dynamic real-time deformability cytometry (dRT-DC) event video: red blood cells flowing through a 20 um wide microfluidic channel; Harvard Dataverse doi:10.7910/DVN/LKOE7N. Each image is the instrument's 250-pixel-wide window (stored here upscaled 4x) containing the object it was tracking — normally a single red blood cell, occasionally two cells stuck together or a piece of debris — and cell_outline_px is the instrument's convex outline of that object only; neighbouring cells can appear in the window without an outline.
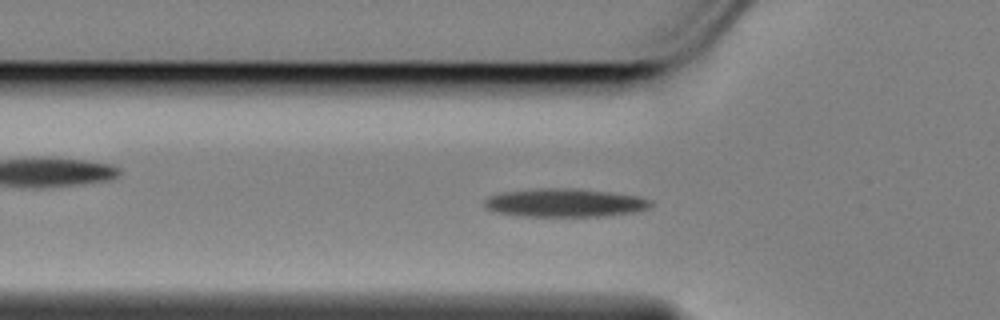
{"species": "Egyptian fruit bat (a non-hibernating species)", "species_latin": "Rousettus aegyptiacus", "temperature_condition": "cold", "stored_images_in_passage": 57, "camera_frame_rate_fps": 3000, "um_per_image_px": 0.085, "animal": {"sex": "female"}, "frame": {"image": 1, "passage_image": 17, "time_ms": 5.333, "image_size_px": [1000, 320], "cell_outline_px": [[652, 204], [648, 208], [636, 212], [604, 216], [516, 216], [492, 212], [484, 208], [484, 200], [488, 196], [504, 192], [540, 188], [572, 188], [608, 192], [636, 196], [648, 200]], "centroid_in_image_um": [47.92, 17.25], "position_along_channel_um": 77.9, "area_um2": 27.51}}
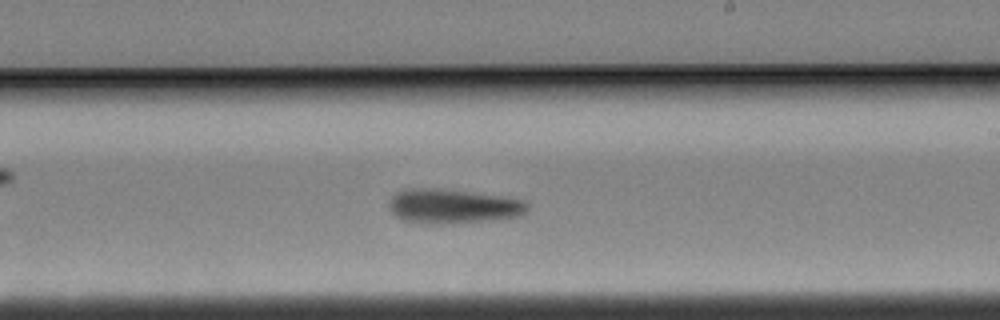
{"frame": {"image": 2, "passage_image": 32, "time_ms": 10.333, "image_size_px": [1000, 320], "cell_outline_px": [[528, 212], [520, 216], [484, 220], [440, 224], [428, 224], [404, 220], [396, 216], [388, 208], [388, 200], [396, 192], [408, 188], [440, 188], [504, 196], [524, 200], [528, 204]], "centroid_in_image_um": [38.48, 17.51], "position_along_channel_um": 250.5, "area_um2": 27.92}}
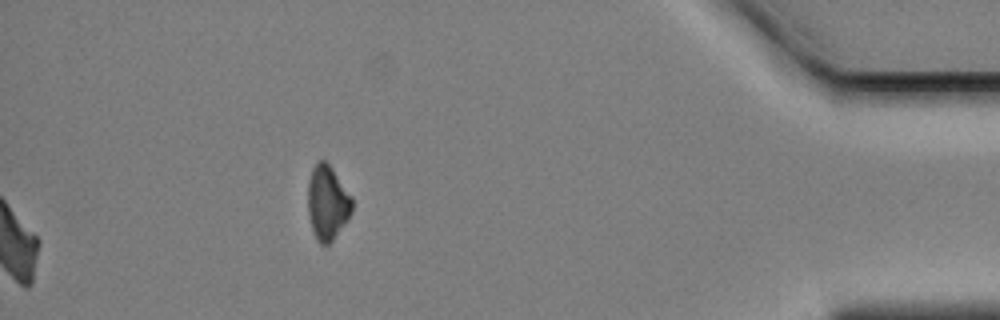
{"frame": {"image": 3, "passage_image": 57, "time_ms": 18.667, "image_size_px": [1000, 320], "cell_outline_px": [[352, 212], [348, 220], [332, 240], [328, 244], [320, 244], [316, 240], [312, 228], [308, 212], [308, 184], [312, 168], [320, 160], [324, 160], [328, 164], [352, 196]], "centroid_in_image_um": [27.83, 17.25], "position_along_channel_um": 407.4, "area_um2": 18.96}, "authors_computed_cell_mechanics": {"area_um2": 26.0678, "velocity_mm_per_s": 3.4431, "shape_relaxation_time_tau1_ms": 5.0735, "shape_relaxation_time_tau2_ms": null, "deformation_change_tau1": 0.1355, "deformation_change_tau2": null}}